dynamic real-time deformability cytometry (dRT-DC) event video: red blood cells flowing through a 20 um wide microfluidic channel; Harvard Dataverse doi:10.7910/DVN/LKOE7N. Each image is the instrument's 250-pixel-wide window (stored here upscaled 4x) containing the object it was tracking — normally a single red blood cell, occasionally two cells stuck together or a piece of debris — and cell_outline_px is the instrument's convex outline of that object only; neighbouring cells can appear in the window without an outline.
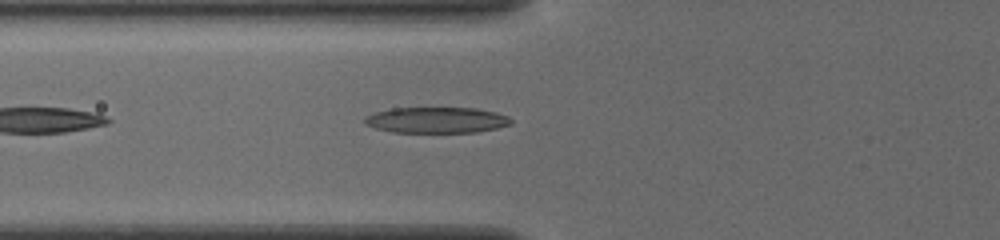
{"species": "common noctule bat (a hibernating species)", "species_latin": "Nyctalus noctula", "temperature_condition": "cold", "stored_images_in_passage": 34, "camera_frame_rate_fps": 3000, "um_per_image_px": 0.085, "animal": {"sex": "female", "body_mass_g": 19.5, "forearm_length_mm": 54.1}, "frame": {"image": 1, "passage_image": 2, "time_ms": 0.333, "image_size_px": [1000, 240], "cell_outline_px": [[512, 124], [496, 128], [476, 132], [392, 132], [376, 128], [364, 124], [364, 120], [368, 116], [376, 112], [392, 108], [476, 108], [496, 112], [508, 116], [512, 120]], "centroid_in_image_um": [37.13, 10.2], "position_along_channel_um": 88.7, "area_um2": 21.96}}
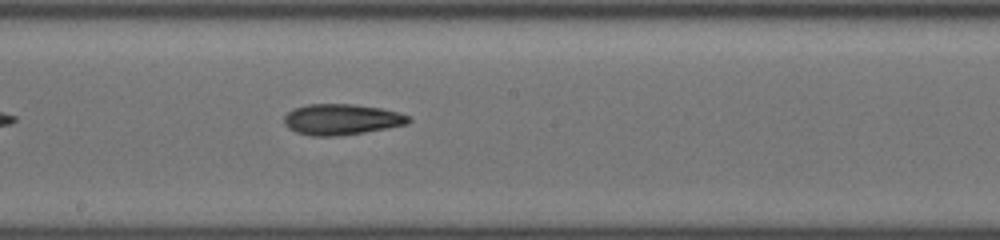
{"frame": {"image": 2, "passage_image": 12, "time_ms": 3.667, "image_size_px": [1000, 240], "cell_outline_px": [[412, 120], [404, 124], [388, 128], [340, 136], [308, 136], [296, 132], [288, 128], [284, 124], [284, 116], [288, 112], [296, 108], [308, 104], [352, 104], [380, 108], [396, 112], [408, 116]], "centroid_in_image_um": [28.98, 10.16], "position_along_channel_um": 219.2, "area_um2": 22.25}}
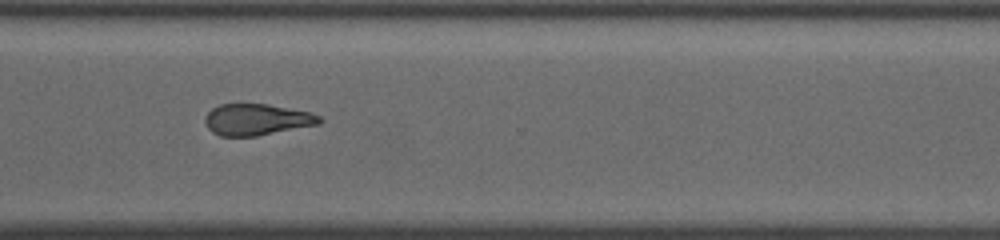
{"frame": {"image": 3, "passage_image": 22, "time_ms": 7.0, "image_size_px": [1000, 240], "cell_outline_px": [[320, 124], [256, 136], [220, 136], [212, 132], [208, 128], [204, 120], [208, 112], [212, 108], [220, 104], [268, 104], [308, 112], [320, 116]], "centroid_in_image_um": [21.79, 10.17], "position_along_channel_um": 348.8, "area_um2": 20.75}, "authors_computed_cell_mechanics": {"area_um2": 21.4438, "velocity_mm_per_s": 3.8967, "shape_relaxation_time_tau1_ms": 2.4261, "shape_relaxation_time_tau2_ms": 9.6969, "deformation_change_tau1": 0.1336, "deformation_change_tau2": 0.2492}}